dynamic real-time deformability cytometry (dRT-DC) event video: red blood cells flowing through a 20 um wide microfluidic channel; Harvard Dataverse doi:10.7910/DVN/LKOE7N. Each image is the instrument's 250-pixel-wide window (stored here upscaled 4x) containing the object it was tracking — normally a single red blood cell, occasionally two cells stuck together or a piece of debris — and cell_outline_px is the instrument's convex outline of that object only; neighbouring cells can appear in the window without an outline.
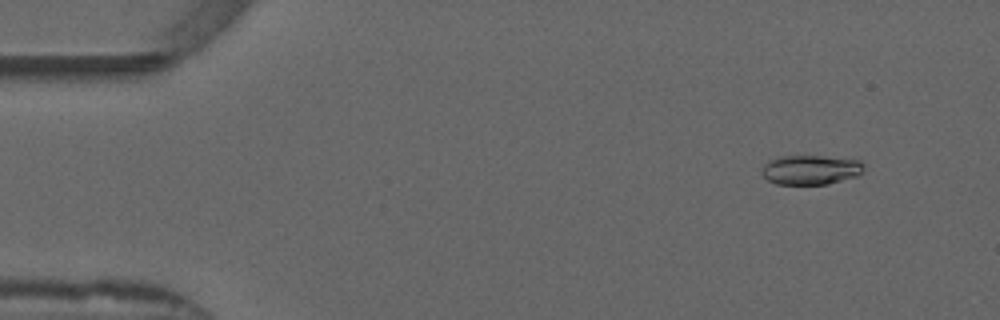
{"species": "common noctule bat (a hibernating species)", "species_latin": "Nyctalus noctula", "temperature_condition": "warm", "stored_images_in_passage": 26, "camera_frame_rate_fps": 3000, "um_per_image_px": 0.085, "animal": {"sex": "male", "forearm_length_mm": 52.5}, "frame": {"image": 1, "passage_image": 5, "time_ms": 1.333, "image_size_px": [1000, 320], "cell_outline_px": [[864, 168], [856, 176], [828, 184], [776, 184], [768, 180], [760, 172], [764, 164], [768, 160], [780, 156], [820, 156], [860, 160], [864, 164]], "centroid_in_image_um": [68.87, 14.43], "position_along_channel_um": 16.1, "area_um2": 17.51}}
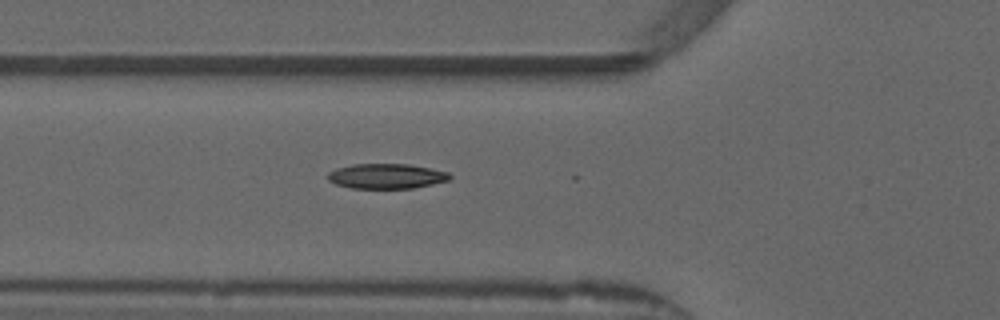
{"frame": {"image": 2, "passage_image": 19, "time_ms": 6.0, "image_size_px": [1000, 320], "cell_outline_px": [[452, 176], [448, 180], [432, 184], [412, 188], [352, 188], [336, 184], [328, 180], [328, 172], [336, 168], [352, 164], [408, 164], [448, 172]], "centroid_in_image_um": [32.82, 14.97], "position_along_channel_um": 93.0, "area_um2": 17.63}}
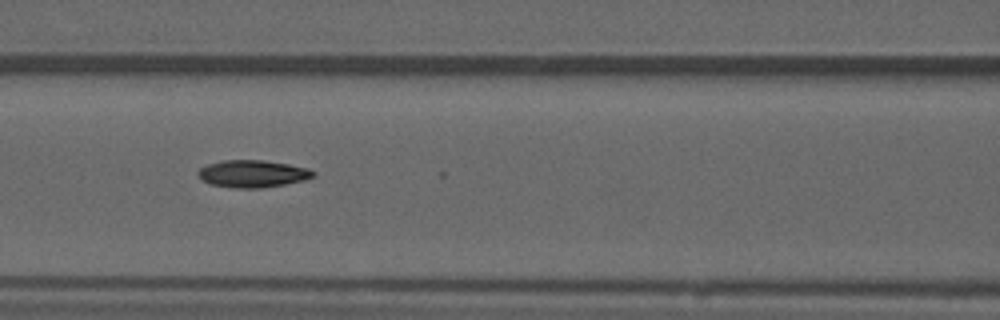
{"frame": {"image": 3, "passage_image": 23, "time_ms": 7.333, "image_size_px": [1000, 320], "cell_outline_px": [[316, 172], [312, 176], [304, 180], [284, 184], [260, 188], [236, 188], [212, 184], [204, 180], [196, 172], [200, 168], [208, 164], [224, 160], [264, 160], [288, 164], [308, 168]], "centroid_in_image_um": [21.48, 14.76], "position_along_channel_um": 145.1, "area_um2": 18.03}}